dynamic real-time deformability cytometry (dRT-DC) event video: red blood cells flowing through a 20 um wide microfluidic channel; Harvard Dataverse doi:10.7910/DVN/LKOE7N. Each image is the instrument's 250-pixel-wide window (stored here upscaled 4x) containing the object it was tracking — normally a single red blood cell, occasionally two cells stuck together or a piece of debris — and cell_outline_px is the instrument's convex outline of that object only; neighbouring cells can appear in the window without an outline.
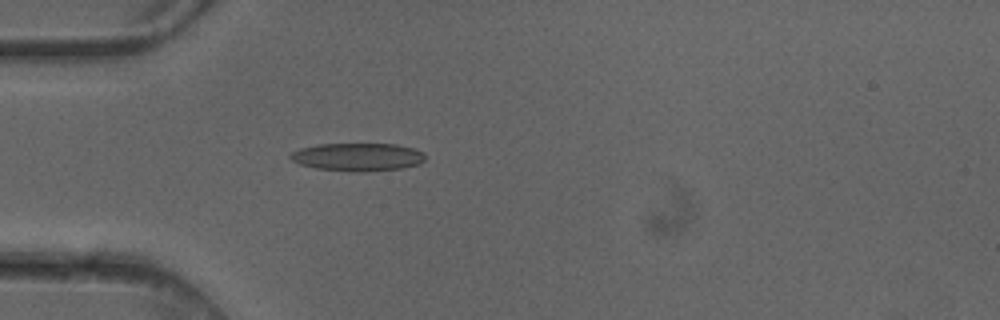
{"species": "common noctule bat (a hibernating species)", "species_latin": "Nyctalus noctula", "temperature_condition": "cold", "stored_images_in_passage": 5, "camera_frame_rate_fps": 3000, "um_per_image_px": 0.085, "animal": {"sex": "female"}, "frame": {"image": 1, "passage_image": 5, "time_ms": 1.333, "image_size_px": [1000, 320], "cell_outline_px": [[424, 160], [420, 164], [400, 168], [364, 172], [352, 172], [316, 168], [300, 164], [292, 160], [288, 156], [292, 152], [300, 148], [316, 144], [396, 144], [416, 148], [424, 152]], "centroid_in_image_um": [30.42, 13.34], "position_along_channel_um": 54.6, "area_um2": 22.14}}